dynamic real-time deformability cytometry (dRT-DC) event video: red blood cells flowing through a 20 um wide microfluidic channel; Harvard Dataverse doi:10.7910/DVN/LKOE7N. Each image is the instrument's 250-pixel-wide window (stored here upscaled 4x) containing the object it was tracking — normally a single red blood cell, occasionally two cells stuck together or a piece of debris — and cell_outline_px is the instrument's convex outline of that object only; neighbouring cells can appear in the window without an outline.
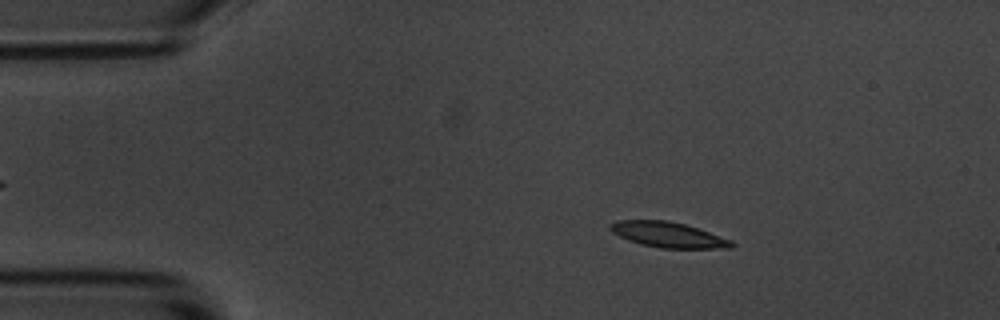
{"species": "common noctule bat (a hibernating species)", "species_latin": "Nyctalus noctula", "temperature_condition": "room temperature", "stored_images_in_passage": 55, "camera_frame_rate_fps": 3000, "um_per_image_px": 0.085, "animal": {"sex": "male", "body_mass_g": 20.1, "forearm_length_mm": 53.5}, "frame": {"image": 1, "passage_image": 9, "time_ms": 2.667, "image_size_px": [1000, 320], "cell_outline_px": [[736, 244], [732, 248], [660, 248], [640, 244], [628, 240], [612, 232], [608, 228], [608, 224], [616, 220], [668, 220], [684, 224], [732, 240]], "centroid_in_image_um": [56.76, 19.95], "position_along_channel_um": 28.2, "area_um2": 17.98}}
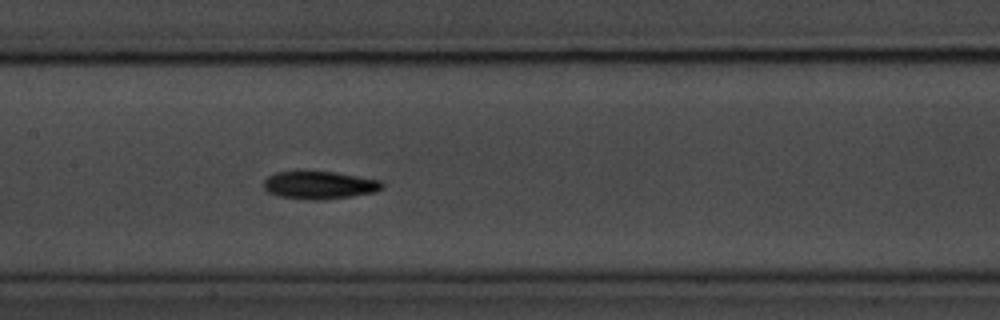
{"frame": {"image": 2, "passage_image": 26, "time_ms": 8.333, "image_size_px": [1000, 320], "cell_outline_px": [[384, 188], [376, 192], [352, 196], [324, 200], [308, 200], [280, 196], [268, 192], [264, 188], [264, 180], [268, 176], [276, 172], [332, 172], [380, 180], [384, 184]], "centroid_in_image_um": [27.17, 15.75], "position_along_channel_um": 180.2, "area_um2": 19.07}}
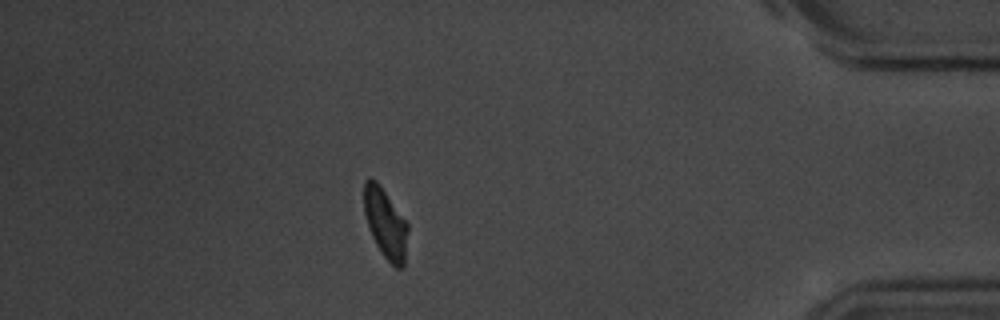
{"frame": {"image": 3, "passage_image": 48, "time_ms": 15.667, "image_size_px": [1000, 320], "cell_outline_px": [[408, 228], [404, 264], [400, 268], [396, 268], [384, 256], [376, 244], [372, 236], [364, 212], [364, 180], [368, 176], [376, 180], [380, 184], [408, 224]], "centroid_in_image_um": [32.75, 18.94], "position_along_channel_um": 402.4, "area_um2": 17.63}, "authors_computed_cell_mechanics": {"area_um2": 18.1492, "velocity_mm_per_s": 3.6319, "shape_relaxation_time_tau1_ms": 2.9946, "shape_relaxation_time_tau2_ms": null, "deformation_change_tau1": 0.1296, "deformation_change_tau2": null}}